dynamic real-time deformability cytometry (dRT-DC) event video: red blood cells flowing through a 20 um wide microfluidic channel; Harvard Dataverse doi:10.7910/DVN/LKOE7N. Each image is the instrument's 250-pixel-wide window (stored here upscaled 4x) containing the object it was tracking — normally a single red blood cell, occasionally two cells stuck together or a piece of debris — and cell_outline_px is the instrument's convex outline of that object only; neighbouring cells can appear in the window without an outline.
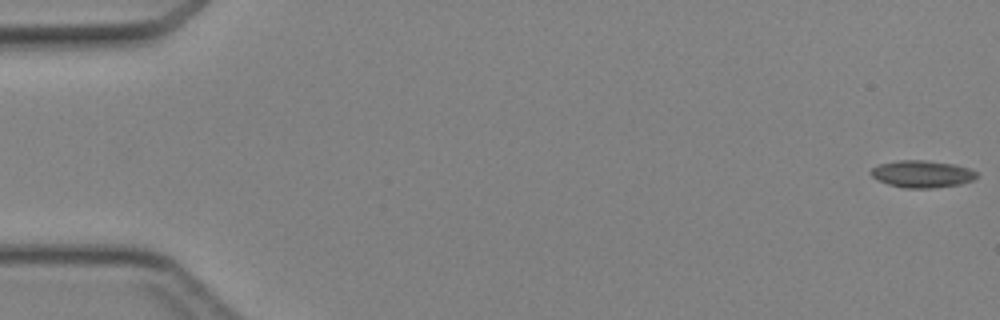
{"species": "Egyptian fruit bat (a non-hibernating species)", "species_latin": "Rousettus aegyptiacus", "temperature_condition": "cold", "stored_images_in_passage": 47, "camera_frame_rate_fps": 3000, "um_per_image_px": 0.085, "animal": {"sex": "female"}, "frame": {"image": 1, "passage_image": 1, "time_ms": 0.0, "image_size_px": [1000, 320], "cell_outline_px": [[976, 176], [972, 180], [960, 184], [932, 188], [904, 188], [888, 184], [872, 176], [868, 172], [876, 164], [900, 160], [924, 160], [956, 164], [968, 168], [976, 172]], "centroid_in_image_um": [78.34, 14.78], "position_along_channel_um": 6.7, "area_um2": 16.7}}
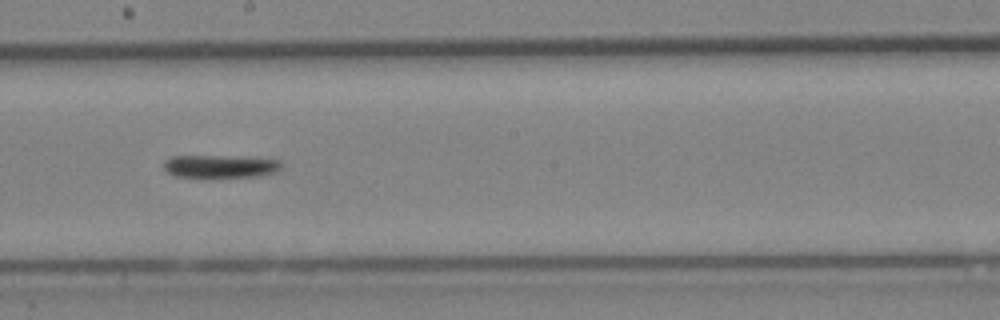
{"frame": {"image": 2, "passage_image": 27, "time_ms": 8.667, "image_size_px": [1000, 320], "cell_outline_px": [[280, 172], [256, 176], [176, 176], [168, 172], [164, 168], [164, 160], [172, 156], [216, 156], [280, 160]], "centroid_in_image_um": [18.71, 14.13], "position_along_channel_um": 229.5, "area_um2": 15.09}}
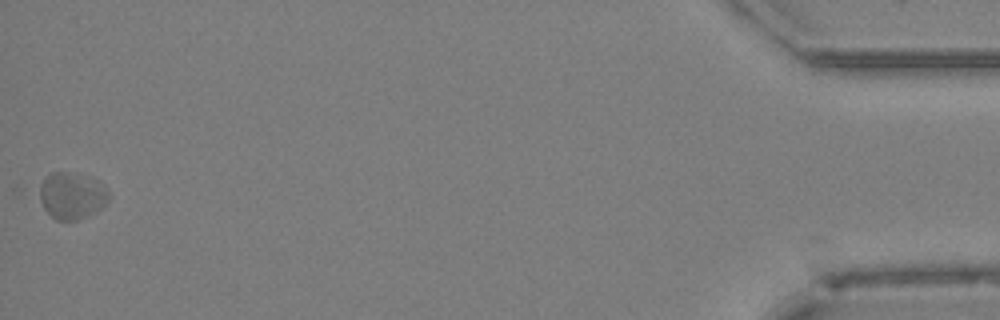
{"frame": {"image": 3, "passage_image": 47, "time_ms": 15.333, "image_size_px": [1000, 320], "cell_outline_px": [[108, 200], [100, 208], [88, 216], [76, 220], [56, 220], [44, 208], [40, 200], [40, 184], [52, 172], [68, 172], [92, 176], [100, 180], [108, 188]], "centroid_in_image_um": [6.14, 16.61], "position_along_channel_um": 429.1, "area_um2": 18.9}}